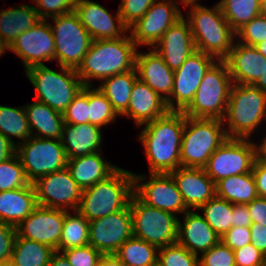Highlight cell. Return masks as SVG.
<instances>
[{
  "mask_svg": "<svg viewBox=\"0 0 266 266\" xmlns=\"http://www.w3.org/2000/svg\"><path fill=\"white\" fill-rule=\"evenodd\" d=\"M185 125L183 111H168L147 122L139 134L150 173L166 174L181 167L180 148Z\"/></svg>",
  "mask_w": 266,
  "mask_h": 266,
  "instance_id": "obj_1",
  "label": "cell"
},
{
  "mask_svg": "<svg viewBox=\"0 0 266 266\" xmlns=\"http://www.w3.org/2000/svg\"><path fill=\"white\" fill-rule=\"evenodd\" d=\"M136 53L137 46L129 34L122 38L93 40L76 73L84 86H93V79L102 81L133 70Z\"/></svg>",
  "mask_w": 266,
  "mask_h": 266,
  "instance_id": "obj_2",
  "label": "cell"
},
{
  "mask_svg": "<svg viewBox=\"0 0 266 266\" xmlns=\"http://www.w3.org/2000/svg\"><path fill=\"white\" fill-rule=\"evenodd\" d=\"M188 8L191 11L185 18L190 24L196 50L217 60H224L237 39L236 32L225 19L219 3L212 8L200 4L189 5Z\"/></svg>",
  "mask_w": 266,
  "mask_h": 266,
  "instance_id": "obj_3",
  "label": "cell"
},
{
  "mask_svg": "<svg viewBox=\"0 0 266 266\" xmlns=\"http://www.w3.org/2000/svg\"><path fill=\"white\" fill-rule=\"evenodd\" d=\"M264 119L266 120V94L253 85L233 83L223 119L224 126H227V137L251 139Z\"/></svg>",
  "mask_w": 266,
  "mask_h": 266,
  "instance_id": "obj_4",
  "label": "cell"
},
{
  "mask_svg": "<svg viewBox=\"0 0 266 266\" xmlns=\"http://www.w3.org/2000/svg\"><path fill=\"white\" fill-rule=\"evenodd\" d=\"M133 194V173L118 168L107 179L82 191L77 211L88 221L124 209Z\"/></svg>",
  "mask_w": 266,
  "mask_h": 266,
  "instance_id": "obj_5",
  "label": "cell"
},
{
  "mask_svg": "<svg viewBox=\"0 0 266 266\" xmlns=\"http://www.w3.org/2000/svg\"><path fill=\"white\" fill-rule=\"evenodd\" d=\"M227 138L223 120L185 115L180 148L181 167L204 169L211 155Z\"/></svg>",
  "mask_w": 266,
  "mask_h": 266,
  "instance_id": "obj_6",
  "label": "cell"
},
{
  "mask_svg": "<svg viewBox=\"0 0 266 266\" xmlns=\"http://www.w3.org/2000/svg\"><path fill=\"white\" fill-rule=\"evenodd\" d=\"M60 67V72L44 65H35L25 70V75L37 91V101L63 114L73 98L83 88L76 70Z\"/></svg>",
  "mask_w": 266,
  "mask_h": 266,
  "instance_id": "obj_7",
  "label": "cell"
},
{
  "mask_svg": "<svg viewBox=\"0 0 266 266\" xmlns=\"http://www.w3.org/2000/svg\"><path fill=\"white\" fill-rule=\"evenodd\" d=\"M224 60H217L205 73L193 101L183 111L191 118L224 119L232 86Z\"/></svg>",
  "mask_w": 266,
  "mask_h": 266,
  "instance_id": "obj_8",
  "label": "cell"
},
{
  "mask_svg": "<svg viewBox=\"0 0 266 266\" xmlns=\"http://www.w3.org/2000/svg\"><path fill=\"white\" fill-rule=\"evenodd\" d=\"M129 206L134 237L158 249L177 242L178 216L143 203L134 193Z\"/></svg>",
  "mask_w": 266,
  "mask_h": 266,
  "instance_id": "obj_9",
  "label": "cell"
},
{
  "mask_svg": "<svg viewBox=\"0 0 266 266\" xmlns=\"http://www.w3.org/2000/svg\"><path fill=\"white\" fill-rule=\"evenodd\" d=\"M55 40V61L58 65L77 70L93 41L91 35L72 11L50 18Z\"/></svg>",
  "mask_w": 266,
  "mask_h": 266,
  "instance_id": "obj_10",
  "label": "cell"
},
{
  "mask_svg": "<svg viewBox=\"0 0 266 266\" xmlns=\"http://www.w3.org/2000/svg\"><path fill=\"white\" fill-rule=\"evenodd\" d=\"M16 155L30 183L67 166V157L61 140L32 136L16 146Z\"/></svg>",
  "mask_w": 266,
  "mask_h": 266,
  "instance_id": "obj_11",
  "label": "cell"
},
{
  "mask_svg": "<svg viewBox=\"0 0 266 266\" xmlns=\"http://www.w3.org/2000/svg\"><path fill=\"white\" fill-rule=\"evenodd\" d=\"M255 160L254 141L227 138L211 155L204 169L216 184L223 178L252 172Z\"/></svg>",
  "mask_w": 266,
  "mask_h": 266,
  "instance_id": "obj_12",
  "label": "cell"
},
{
  "mask_svg": "<svg viewBox=\"0 0 266 266\" xmlns=\"http://www.w3.org/2000/svg\"><path fill=\"white\" fill-rule=\"evenodd\" d=\"M216 61L215 57L196 50L174 70L173 89L166 101L169 111H184L190 105L205 73Z\"/></svg>",
  "mask_w": 266,
  "mask_h": 266,
  "instance_id": "obj_13",
  "label": "cell"
},
{
  "mask_svg": "<svg viewBox=\"0 0 266 266\" xmlns=\"http://www.w3.org/2000/svg\"><path fill=\"white\" fill-rule=\"evenodd\" d=\"M150 176V177H149ZM147 176L133 173V193L145 204L176 216L185 213L186 207L173 177L169 174L150 173Z\"/></svg>",
  "mask_w": 266,
  "mask_h": 266,
  "instance_id": "obj_14",
  "label": "cell"
},
{
  "mask_svg": "<svg viewBox=\"0 0 266 266\" xmlns=\"http://www.w3.org/2000/svg\"><path fill=\"white\" fill-rule=\"evenodd\" d=\"M32 185L38 205L66 211L77 210L83 190L67 168L44 175Z\"/></svg>",
  "mask_w": 266,
  "mask_h": 266,
  "instance_id": "obj_15",
  "label": "cell"
},
{
  "mask_svg": "<svg viewBox=\"0 0 266 266\" xmlns=\"http://www.w3.org/2000/svg\"><path fill=\"white\" fill-rule=\"evenodd\" d=\"M182 16L183 13L177 2L157 0L142 18L129 27L131 39L138 49L142 45L153 48L163 34Z\"/></svg>",
  "mask_w": 266,
  "mask_h": 266,
  "instance_id": "obj_16",
  "label": "cell"
},
{
  "mask_svg": "<svg viewBox=\"0 0 266 266\" xmlns=\"http://www.w3.org/2000/svg\"><path fill=\"white\" fill-rule=\"evenodd\" d=\"M132 236L129 204L122 210L89 221V245L102 254H114Z\"/></svg>",
  "mask_w": 266,
  "mask_h": 266,
  "instance_id": "obj_17",
  "label": "cell"
},
{
  "mask_svg": "<svg viewBox=\"0 0 266 266\" xmlns=\"http://www.w3.org/2000/svg\"><path fill=\"white\" fill-rule=\"evenodd\" d=\"M5 51H12L19 56L25 69L55 60V40L48 20H39L20 34Z\"/></svg>",
  "mask_w": 266,
  "mask_h": 266,
  "instance_id": "obj_18",
  "label": "cell"
},
{
  "mask_svg": "<svg viewBox=\"0 0 266 266\" xmlns=\"http://www.w3.org/2000/svg\"><path fill=\"white\" fill-rule=\"evenodd\" d=\"M64 219L65 210L38 205L16 227L17 235L58 251Z\"/></svg>",
  "mask_w": 266,
  "mask_h": 266,
  "instance_id": "obj_19",
  "label": "cell"
},
{
  "mask_svg": "<svg viewBox=\"0 0 266 266\" xmlns=\"http://www.w3.org/2000/svg\"><path fill=\"white\" fill-rule=\"evenodd\" d=\"M117 10L113 15L104 6L91 0H79L74 8L93 40L122 38L127 35L129 28L123 23L119 9Z\"/></svg>",
  "mask_w": 266,
  "mask_h": 266,
  "instance_id": "obj_20",
  "label": "cell"
},
{
  "mask_svg": "<svg viewBox=\"0 0 266 266\" xmlns=\"http://www.w3.org/2000/svg\"><path fill=\"white\" fill-rule=\"evenodd\" d=\"M153 49L173 71L196 51L190 24L184 15L163 34Z\"/></svg>",
  "mask_w": 266,
  "mask_h": 266,
  "instance_id": "obj_21",
  "label": "cell"
},
{
  "mask_svg": "<svg viewBox=\"0 0 266 266\" xmlns=\"http://www.w3.org/2000/svg\"><path fill=\"white\" fill-rule=\"evenodd\" d=\"M169 174L173 177L189 210L199 209L216 196V184L205 169L178 167Z\"/></svg>",
  "mask_w": 266,
  "mask_h": 266,
  "instance_id": "obj_22",
  "label": "cell"
},
{
  "mask_svg": "<svg viewBox=\"0 0 266 266\" xmlns=\"http://www.w3.org/2000/svg\"><path fill=\"white\" fill-rule=\"evenodd\" d=\"M224 61L232 83L253 85L263 75L266 58L254 46L235 41Z\"/></svg>",
  "mask_w": 266,
  "mask_h": 266,
  "instance_id": "obj_23",
  "label": "cell"
},
{
  "mask_svg": "<svg viewBox=\"0 0 266 266\" xmlns=\"http://www.w3.org/2000/svg\"><path fill=\"white\" fill-rule=\"evenodd\" d=\"M183 222L178 219L177 242L189 252L200 255L215 246L220 237L207 223L203 215L194 210H188L183 214Z\"/></svg>",
  "mask_w": 266,
  "mask_h": 266,
  "instance_id": "obj_24",
  "label": "cell"
},
{
  "mask_svg": "<svg viewBox=\"0 0 266 266\" xmlns=\"http://www.w3.org/2000/svg\"><path fill=\"white\" fill-rule=\"evenodd\" d=\"M149 52L136 53V70L138 78L152 88L162 99L167 101L173 89L174 71L164 62L163 58L153 49Z\"/></svg>",
  "mask_w": 266,
  "mask_h": 266,
  "instance_id": "obj_25",
  "label": "cell"
},
{
  "mask_svg": "<svg viewBox=\"0 0 266 266\" xmlns=\"http://www.w3.org/2000/svg\"><path fill=\"white\" fill-rule=\"evenodd\" d=\"M167 104L144 81L137 78L129 100L127 111L122 115L141 125L162 117L168 112Z\"/></svg>",
  "mask_w": 266,
  "mask_h": 266,
  "instance_id": "obj_26",
  "label": "cell"
},
{
  "mask_svg": "<svg viewBox=\"0 0 266 266\" xmlns=\"http://www.w3.org/2000/svg\"><path fill=\"white\" fill-rule=\"evenodd\" d=\"M102 130L90 123L80 125L64 124L61 143L67 160L102 152ZM101 150V151H100Z\"/></svg>",
  "mask_w": 266,
  "mask_h": 266,
  "instance_id": "obj_27",
  "label": "cell"
},
{
  "mask_svg": "<svg viewBox=\"0 0 266 266\" xmlns=\"http://www.w3.org/2000/svg\"><path fill=\"white\" fill-rule=\"evenodd\" d=\"M38 206L32 183L22 188L0 191V221L17 227Z\"/></svg>",
  "mask_w": 266,
  "mask_h": 266,
  "instance_id": "obj_28",
  "label": "cell"
},
{
  "mask_svg": "<svg viewBox=\"0 0 266 266\" xmlns=\"http://www.w3.org/2000/svg\"><path fill=\"white\" fill-rule=\"evenodd\" d=\"M66 168L82 190L107 179L119 167L104 160L101 152L67 160Z\"/></svg>",
  "mask_w": 266,
  "mask_h": 266,
  "instance_id": "obj_29",
  "label": "cell"
},
{
  "mask_svg": "<svg viewBox=\"0 0 266 266\" xmlns=\"http://www.w3.org/2000/svg\"><path fill=\"white\" fill-rule=\"evenodd\" d=\"M40 19L32 5H19L16 8L0 11V44L6 50L17 37L28 31Z\"/></svg>",
  "mask_w": 266,
  "mask_h": 266,
  "instance_id": "obj_30",
  "label": "cell"
},
{
  "mask_svg": "<svg viewBox=\"0 0 266 266\" xmlns=\"http://www.w3.org/2000/svg\"><path fill=\"white\" fill-rule=\"evenodd\" d=\"M24 107L32 136L55 140L61 139L65 124L63 114L37 100L31 104H26Z\"/></svg>",
  "mask_w": 266,
  "mask_h": 266,
  "instance_id": "obj_31",
  "label": "cell"
},
{
  "mask_svg": "<svg viewBox=\"0 0 266 266\" xmlns=\"http://www.w3.org/2000/svg\"><path fill=\"white\" fill-rule=\"evenodd\" d=\"M138 73L133 70L116 74L102 80L97 87L110 101L118 116H122L128 108L131 92Z\"/></svg>",
  "mask_w": 266,
  "mask_h": 266,
  "instance_id": "obj_32",
  "label": "cell"
},
{
  "mask_svg": "<svg viewBox=\"0 0 266 266\" xmlns=\"http://www.w3.org/2000/svg\"><path fill=\"white\" fill-rule=\"evenodd\" d=\"M216 196L232 204H249L258 197L252 172L221 179L216 183Z\"/></svg>",
  "mask_w": 266,
  "mask_h": 266,
  "instance_id": "obj_33",
  "label": "cell"
},
{
  "mask_svg": "<svg viewBox=\"0 0 266 266\" xmlns=\"http://www.w3.org/2000/svg\"><path fill=\"white\" fill-rule=\"evenodd\" d=\"M54 249L16 235L10 264L12 266H48Z\"/></svg>",
  "mask_w": 266,
  "mask_h": 266,
  "instance_id": "obj_34",
  "label": "cell"
},
{
  "mask_svg": "<svg viewBox=\"0 0 266 266\" xmlns=\"http://www.w3.org/2000/svg\"><path fill=\"white\" fill-rule=\"evenodd\" d=\"M114 254L124 266H156L158 248L132 236Z\"/></svg>",
  "mask_w": 266,
  "mask_h": 266,
  "instance_id": "obj_35",
  "label": "cell"
},
{
  "mask_svg": "<svg viewBox=\"0 0 266 266\" xmlns=\"http://www.w3.org/2000/svg\"><path fill=\"white\" fill-rule=\"evenodd\" d=\"M0 133L16 146L32 137L24 106L14 108L0 105ZM13 136L21 142H14Z\"/></svg>",
  "mask_w": 266,
  "mask_h": 266,
  "instance_id": "obj_36",
  "label": "cell"
},
{
  "mask_svg": "<svg viewBox=\"0 0 266 266\" xmlns=\"http://www.w3.org/2000/svg\"><path fill=\"white\" fill-rule=\"evenodd\" d=\"M72 215L65 210V219L58 251L89 245V221L77 210Z\"/></svg>",
  "mask_w": 266,
  "mask_h": 266,
  "instance_id": "obj_37",
  "label": "cell"
},
{
  "mask_svg": "<svg viewBox=\"0 0 266 266\" xmlns=\"http://www.w3.org/2000/svg\"><path fill=\"white\" fill-rule=\"evenodd\" d=\"M218 3L235 32L260 15V0H220Z\"/></svg>",
  "mask_w": 266,
  "mask_h": 266,
  "instance_id": "obj_38",
  "label": "cell"
},
{
  "mask_svg": "<svg viewBox=\"0 0 266 266\" xmlns=\"http://www.w3.org/2000/svg\"><path fill=\"white\" fill-rule=\"evenodd\" d=\"M233 204L225 199L215 196L198 210L203 211V217L221 238L233 227Z\"/></svg>",
  "mask_w": 266,
  "mask_h": 266,
  "instance_id": "obj_39",
  "label": "cell"
},
{
  "mask_svg": "<svg viewBox=\"0 0 266 266\" xmlns=\"http://www.w3.org/2000/svg\"><path fill=\"white\" fill-rule=\"evenodd\" d=\"M88 104L90 124L102 129V126L109 125L117 119V113L110 101L95 86H88Z\"/></svg>",
  "mask_w": 266,
  "mask_h": 266,
  "instance_id": "obj_40",
  "label": "cell"
},
{
  "mask_svg": "<svg viewBox=\"0 0 266 266\" xmlns=\"http://www.w3.org/2000/svg\"><path fill=\"white\" fill-rule=\"evenodd\" d=\"M29 183L16 154L6 161L0 162V191L22 188Z\"/></svg>",
  "mask_w": 266,
  "mask_h": 266,
  "instance_id": "obj_41",
  "label": "cell"
},
{
  "mask_svg": "<svg viewBox=\"0 0 266 266\" xmlns=\"http://www.w3.org/2000/svg\"><path fill=\"white\" fill-rule=\"evenodd\" d=\"M158 266H199V256L178 242L158 249Z\"/></svg>",
  "mask_w": 266,
  "mask_h": 266,
  "instance_id": "obj_42",
  "label": "cell"
},
{
  "mask_svg": "<svg viewBox=\"0 0 266 266\" xmlns=\"http://www.w3.org/2000/svg\"><path fill=\"white\" fill-rule=\"evenodd\" d=\"M63 119L65 124L70 125L89 123L88 86H83L73 98L63 113Z\"/></svg>",
  "mask_w": 266,
  "mask_h": 266,
  "instance_id": "obj_43",
  "label": "cell"
},
{
  "mask_svg": "<svg viewBox=\"0 0 266 266\" xmlns=\"http://www.w3.org/2000/svg\"><path fill=\"white\" fill-rule=\"evenodd\" d=\"M236 37L238 42L248 46L266 41V16L260 14L253 18L236 32Z\"/></svg>",
  "mask_w": 266,
  "mask_h": 266,
  "instance_id": "obj_44",
  "label": "cell"
},
{
  "mask_svg": "<svg viewBox=\"0 0 266 266\" xmlns=\"http://www.w3.org/2000/svg\"><path fill=\"white\" fill-rule=\"evenodd\" d=\"M199 257V266H236L234 251L221 240Z\"/></svg>",
  "mask_w": 266,
  "mask_h": 266,
  "instance_id": "obj_45",
  "label": "cell"
},
{
  "mask_svg": "<svg viewBox=\"0 0 266 266\" xmlns=\"http://www.w3.org/2000/svg\"><path fill=\"white\" fill-rule=\"evenodd\" d=\"M157 0H121L119 13L123 23L129 28L143 17L148 9Z\"/></svg>",
  "mask_w": 266,
  "mask_h": 266,
  "instance_id": "obj_46",
  "label": "cell"
},
{
  "mask_svg": "<svg viewBox=\"0 0 266 266\" xmlns=\"http://www.w3.org/2000/svg\"><path fill=\"white\" fill-rule=\"evenodd\" d=\"M72 266H97L103 255L91 245L61 251Z\"/></svg>",
  "mask_w": 266,
  "mask_h": 266,
  "instance_id": "obj_47",
  "label": "cell"
},
{
  "mask_svg": "<svg viewBox=\"0 0 266 266\" xmlns=\"http://www.w3.org/2000/svg\"><path fill=\"white\" fill-rule=\"evenodd\" d=\"M78 2L79 0H39L36 3L35 10L40 19L48 20L74 11Z\"/></svg>",
  "mask_w": 266,
  "mask_h": 266,
  "instance_id": "obj_48",
  "label": "cell"
},
{
  "mask_svg": "<svg viewBox=\"0 0 266 266\" xmlns=\"http://www.w3.org/2000/svg\"><path fill=\"white\" fill-rule=\"evenodd\" d=\"M236 266H266V255L252 243L234 250Z\"/></svg>",
  "mask_w": 266,
  "mask_h": 266,
  "instance_id": "obj_49",
  "label": "cell"
},
{
  "mask_svg": "<svg viewBox=\"0 0 266 266\" xmlns=\"http://www.w3.org/2000/svg\"><path fill=\"white\" fill-rule=\"evenodd\" d=\"M16 235V227L0 221V263H10Z\"/></svg>",
  "mask_w": 266,
  "mask_h": 266,
  "instance_id": "obj_50",
  "label": "cell"
},
{
  "mask_svg": "<svg viewBox=\"0 0 266 266\" xmlns=\"http://www.w3.org/2000/svg\"><path fill=\"white\" fill-rule=\"evenodd\" d=\"M250 235V228L238 226L229 229L220 240L234 251L252 243Z\"/></svg>",
  "mask_w": 266,
  "mask_h": 266,
  "instance_id": "obj_51",
  "label": "cell"
},
{
  "mask_svg": "<svg viewBox=\"0 0 266 266\" xmlns=\"http://www.w3.org/2000/svg\"><path fill=\"white\" fill-rule=\"evenodd\" d=\"M252 224H261L266 226V198L257 197L247 204Z\"/></svg>",
  "mask_w": 266,
  "mask_h": 266,
  "instance_id": "obj_52",
  "label": "cell"
},
{
  "mask_svg": "<svg viewBox=\"0 0 266 266\" xmlns=\"http://www.w3.org/2000/svg\"><path fill=\"white\" fill-rule=\"evenodd\" d=\"M233 227H247L252 225L250 212L247 204H233L232 209Z\"/></svg>",
  "mask_w": 266,
  "mask_h": 266,
  "instance_id": "obj_53",
  "label": "cell"
},
{
  "mask_svg": "<svg viewBox=\"0 0 266 266\" xmlns=\"http://www.w3.org/2000/svg\"><path fill=\"white\" fill-rule=\"evenodd\" d=\"M252 174L255 180L258 196L266 198V164L255 160Z\"/></svg>",
  "mask_w": 266,
  "mask_h": 266,
  "instance_id": "obj_54",
  "label": "cell"
},
{
  "mask_svg": "<svg viewBox=\"0 0 266 266\" xmlns=\"http://www.w3.org/2000/svg\"><path fill=\"white\" fill-rule=\"evenodd\" d=\"M252 244L266 255V226L252 224L250 227Z\"/></svg>",
  "mask_w": 266,
  "mask_h": 266,
  "instance_id": "obj_55",
  "label": "cell"
},
{
  "mask_svg": "<svg viewBox=\"0 0 266 266\" xmlns=\"http://www.w3.org/2000/svg\"><path fill=\"white\" fill-rule=\"evenodd\" d=\"M16 154V145L0 133V162L6 161Z\"/></svg>",
  "mask_w": 266,
  "mask_h": 266,
  "instance_id": "obj_56",
  "label": "cell"
},
{
  "mask_svg": "<svg viewBox=\"0 0 266 266\" xmlns=\"http://www.w3.org/2000/svg\"><path fill=\"white\" fill-rule=\"evenodd\" d=\"M265 137L262 138V141L256 144L254 141L255 145V156H256V161L262 162L266 164V135Z\"/></svg>",
  "mask_w": 266,
  "mask_h": 266,
  "instance_id": "obj_57",
  "label": "cell"
},
{
  "mask_svg": "<svg viewBox=\"0 0 266 266\" xmlns=\"http://www.w3.org/2000/svg\"><path fill=\"white\" fill-rule=\"evenodd\" d=\"M97 266H124L115 254H103Z\"/></svg>",
  "mask_w": 266,
  "mask_h": 266,
  "instance_id": "obj_58",
  "label": "cell"
},
{
  "mask_svg": "<svg viewBox=\"0 0 266 266\" xmlns=\"http://www.w3.org/2000/svg\"><path fill=\"white\" fill-rule=\"evenodd\" d=\"M48 266H72L67 257L59 251H55L51 257Z\"/></svg>",
  "mask_w": 266,
  "mask_h": 266,
  "instance_id": "obj_59",
  "label": "cell"
},
{
  "mask_svg": "<svg viewBox=\"0 0 266 266\" xmlns=\"http://www.w3.org/2000/svg\"><path fill=\"white\" fill-rule=\"evenodd\" d=\"M266 94V62H264L263 75L253 84Z\"/></svg>",
  "mask_w": 266,
  "mask_h": 266,
  "instance_id": "obj_60",
  "label": "cell"
},
{
  "mask_svg": "<svg viewBox=\"0 0 266 266\" xmlns=\"http://www.w3.org/2000/svg\"><path fill=\"white\" fill-rule=\"evenodd\" d=\"M263 57L266 58V41H262L254 46Z\"/></svg>",
  "mask_w": 266,
  "mask_h": 266,
  "instance_id": "obj_61",
  "label": "cell"
},
{
  "mask_svg": "<svg viewBox=\"0 0 266 266\" xmlns=\"http://www.w3.org/2000/svg\"><path fill=\"white\" fill-rule=\"evenodd\" d=\"M198 1L199 0H178V4L183 3L184 4L183 6L187 8V6H189V5L198 4L197 3Z\"/></svg>",
  "mask_w": 266,
  "mask_h": 266,
  "instance_id": "obj_62",
  "label": "cell"
},
{
  "mask_svg": "<svg viewBox=\"0 0 266 266\" xmlns=\"http://www.w3.org/2000/svg\"><path fill=\"white\" fill-rule=\"evenodd\" d=\"M260 14L266 16V0H260Z\"/></svg>",
  "mask_w": 266,
  "mask_h": 266,
  "instance_id": "obj_63",
  "label": "cell"
},
{
  "mask_svg": "<svg viewBox=\"0 0 266 266\" xmlns=\"http://www.w3.org/2000/svg\"><path fill=\"white\" fill-rule=\"evenodd\" d=\"M3 54H5V49L0 44V56H2Z\"/></svg>",
  "mask_w": 266,
  "mask_h": 266,
  "instance_id": "obj_64",
  "label": "cell"
},
{
  "mask_svg": "<svg viewBox=\"0 0 266 266\" xmlns=\"http://www.w3.org/2000/svg\"><path fill=\"white\" fill-rule=\"evenodd\" d=\"M0 266H12L10 263H0Z\"/></svg>",
  "mask_w": 266,
  "mask_h": 266,
  "instance_id": "obj_65",
  "label": "cell"
},
{
  "mask_svg": "<svg viewBox=\"0 0 266 266\" xmlns=\"http://www.w3.org/2000/svg\"><path fill=\"white\" fill-rule=\"evenodd\" d=\"M31 1L35 2V4H36L39 0H31Z\"/></svg>",
  "mask_w": 266,
  "mask_h": 266,
  "instance_id": "obj_66",
  "label": "cell"
}]
</instances>
